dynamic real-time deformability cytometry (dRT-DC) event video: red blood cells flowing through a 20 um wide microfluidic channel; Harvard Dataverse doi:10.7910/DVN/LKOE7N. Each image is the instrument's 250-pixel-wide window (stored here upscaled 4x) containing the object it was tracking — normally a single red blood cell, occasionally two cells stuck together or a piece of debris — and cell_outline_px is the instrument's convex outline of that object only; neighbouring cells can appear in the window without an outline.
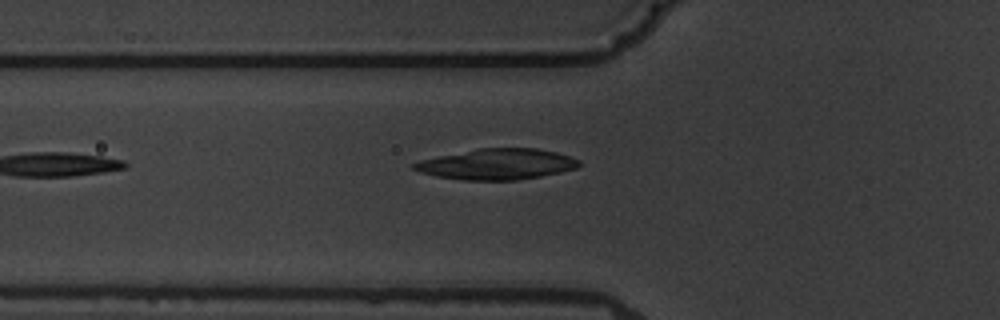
{"species": "common noctule bat (a hibernating species)", "species_latin": "Nyctalus noctula", "temperature_condition": "warm", "stored_images_in_passage": 6, "camera_frame_rate_fps": 3000, "um_per_image_px": 0.085, "animal": {"sex": "male", "body_mass_g": 19.5, "forearm_length_mm": 54.6}, "frame": {"image": 1, "passage_image": 6, "time_ms": 6.667, "image_size_px": [1000, 320], "cell_outline_px": [[580, 164], [576, 168], [560, 172], [540, 176], [516, 180], [464, 180], [436, 176], [420, 172], [412, 168], [412, 164], [420, 160], [436, 156], [476, 148], [536, 148], [556, 152], [580, 160]], "centroid_in_image_um": [42.21, 13.95], "position_along_channel_um": 83.6, "area_um2": 29.59}}